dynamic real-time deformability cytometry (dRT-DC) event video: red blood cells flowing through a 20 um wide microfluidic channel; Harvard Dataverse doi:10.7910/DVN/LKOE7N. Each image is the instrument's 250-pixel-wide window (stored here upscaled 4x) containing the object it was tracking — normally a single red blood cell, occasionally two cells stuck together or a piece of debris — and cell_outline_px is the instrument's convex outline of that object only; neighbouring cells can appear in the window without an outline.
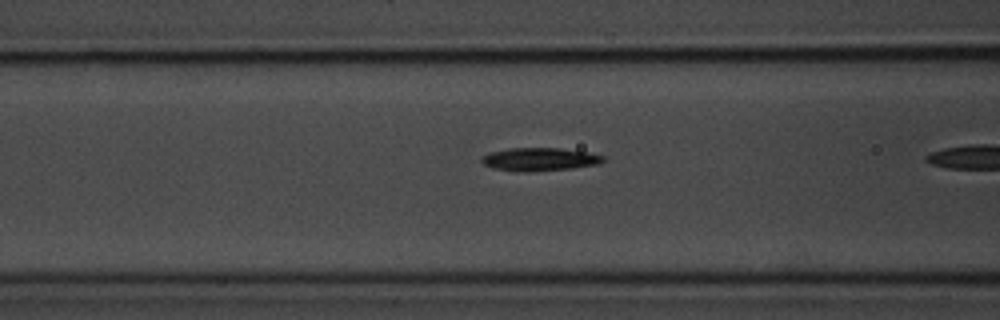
{"species": "common noctule bat (a hibernating species)", "species_latin": "Nyctalus noctula", "temperature_condition": "room temperature", "stored_images_in_passage": 5, "camera_frame_rate_fps": 3000, "um_per_image_px": 0.085, "animal": {"sex": "male", "body_mass_g": 20.1, "forearm_length_mm": 53.5}, "frame": {"image": 1, "passage_image": 4, "time_ms": 1.0, "image_size_px": [1000, 320], "cell_outline_px": [[604, 160], [596, 164], [572, 168], [528, 172], [496, 168], [484, 164], [480, 160], [480, 156], [488, 152], [508, 148], [560, 148], [584, 152], [604, 156]], "centroid_in_image_um": [45.8, 13.53], "position_along_channel_um": 120.8, "area_um2": 16.13}}